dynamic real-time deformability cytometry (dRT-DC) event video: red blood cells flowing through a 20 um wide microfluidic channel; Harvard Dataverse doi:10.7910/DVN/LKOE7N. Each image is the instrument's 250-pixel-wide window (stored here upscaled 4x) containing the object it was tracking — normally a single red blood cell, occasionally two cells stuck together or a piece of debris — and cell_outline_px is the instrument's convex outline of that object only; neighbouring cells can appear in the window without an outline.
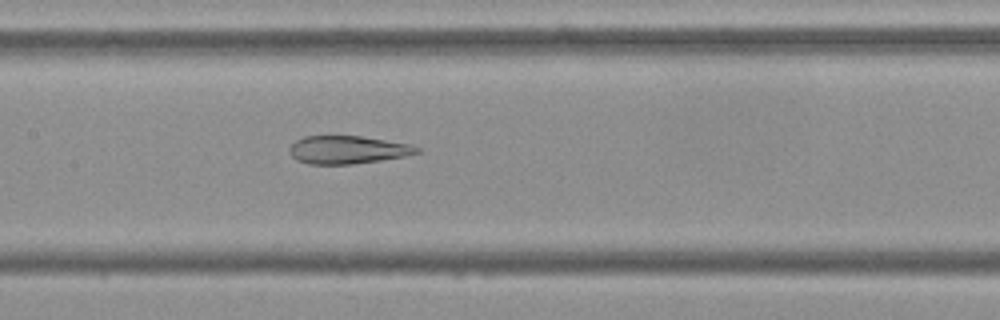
{"species": "Egyptian fruit bat (a non-hibernating species)", "species_latin": "Rousettus aegyptiacus", "temperature_condition": "cold", "stored_images_in_passage": 40, "camera_frame_rate_fps": 3000, "um_per_image_px": 0.085, "frame": {"image": 1, "passage_image": 12, "time_ms": 3.667, "image_size_px": [1000, 320], "cell_outline_px": [[420, 152], [404, 156], [380, 160], [352, 164], [308, 164], [296, 160], [288, 152], [288, 148], [296, 140], [304, 136], [360, 136], [412, 144], [420, 148]], "centroid_in_image_um": [29.52, 12.73], "position_along_channel_um": 177.9, "area_um2": 20.81}}
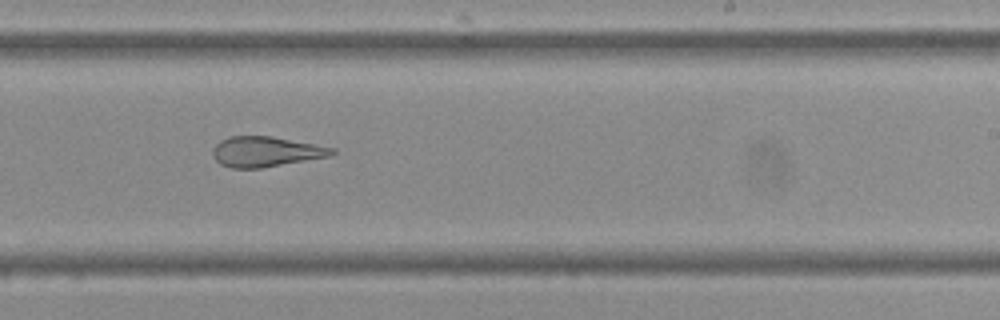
{"frame": {"image": 2, "passage_image": 19, "time_ms": 6.0, "image_size_px": [1000, 320], "cell_outline_px": [[336, 152], [328, 156], [260, 168], [232, 168], [220, 164], [212, 156], [212, 148], [220, 140], [228, 136], [272, 136], [336, 148]], "centroid_in_image_um": [22.54, 12.88], "position_along_channel_um": 266.5, "area_um2": 20.92}}
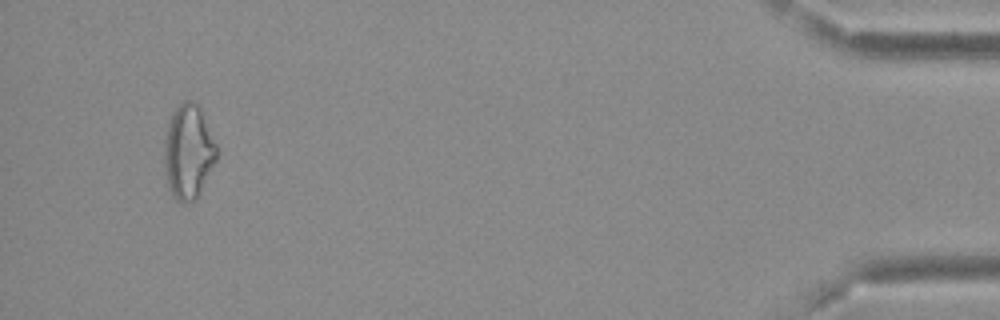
{"frame": {"image": 3, "passage_image": 37, "time_ms": 12.0, "image_size_px": [1000, 320], "cell_outline_px": [[216, 160], [196, 196], [192, 200], [184, 204], [176, 200], [172, 196], [168, 188], [164, 172], [164, 140], [168, 120], [172, 112], [184, 100], [192, 100], [200, 104], [216, 144]], "centroid_in_image_um": [15.97, 12.85], "position_along_channel_um": 419.2, "area_um2": 28.96}, "authors_computed_cell_mechanics": {"area_um2": 23.7847, "velocity_mm_per_s": 3.8029, "shape_relaxation_time_tau1_ms": null, "shape_relaxation_time_tau2_ms": 3.1115, "deformation_change_tau1": null, "deformation_change_tau2": 0.1234}}